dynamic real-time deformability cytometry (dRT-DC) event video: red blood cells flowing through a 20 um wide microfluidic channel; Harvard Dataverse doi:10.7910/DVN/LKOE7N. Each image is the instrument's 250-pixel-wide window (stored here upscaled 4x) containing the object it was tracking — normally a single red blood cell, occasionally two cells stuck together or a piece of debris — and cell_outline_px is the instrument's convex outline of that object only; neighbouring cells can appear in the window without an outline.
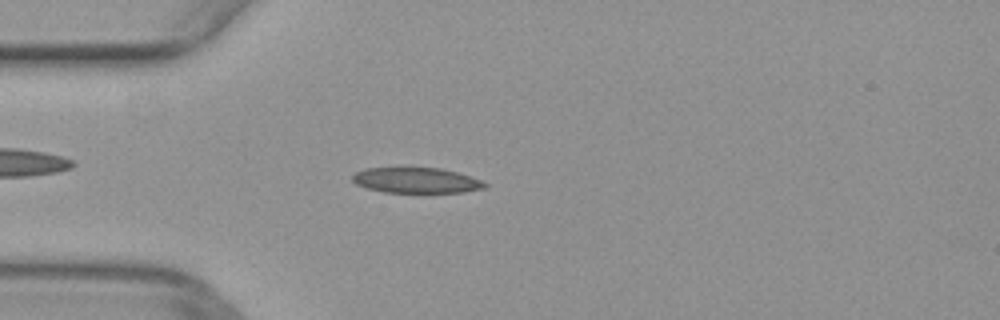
{"species": "common noctule bat (a hibernating species)", "species_latin": "Nyctalus noctula", "temperature_condition": "warm", "stored_images_in_passage": 46, "camera_frame_rate_fps": 3000, "um_per_image_px": 0.085, "animal": {"sex": "female", "body_mass_g": 29.2, "forearm_length_mm": 56.3}, "frame": {"image": 1, "passage_image": 13, "time_ms": 4.0, "image_size_px": [1000, 320], "cell_outline_px": [[488, 184], [484, 188], [464, 192], [384, 192], [368, 188], [356, 184], [352, 180], [352, 176], [356, 172], [364, 168], [440, 168], [456, 172], [480, 180]], "centroid_in_image_um": [35.36, 15.33], "position_along_channel_um": 49.6, "area_um2": 19.36}}
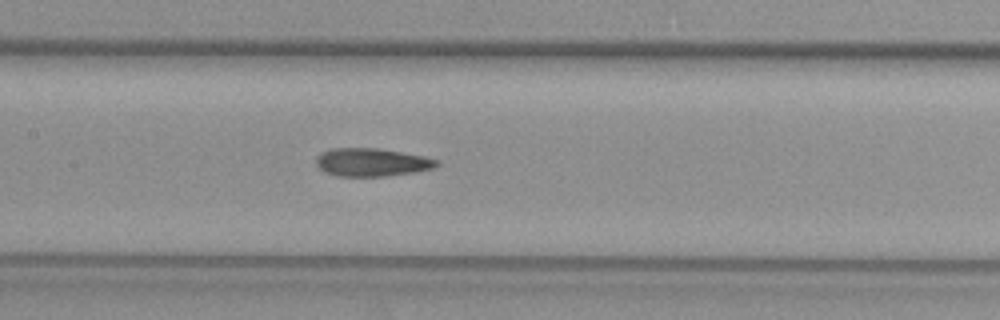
{"frame": {"image": 2, "passage_image": 23, "time_ms": 7.333, "image_size_px": [1000, 320], "cell_outline_px": [[440, 164], [432, 168], [416, 172], [384, 176], [336, 176], [324, 172], [316, 164], [316, 156], [320, 152], [332, 148], [380, 148], [424, 156], [440, 160]], "centroid_in_image_um": [31.59, 13.79], "position_along_channel_um": 175.8, "area_um2": 19.94}}
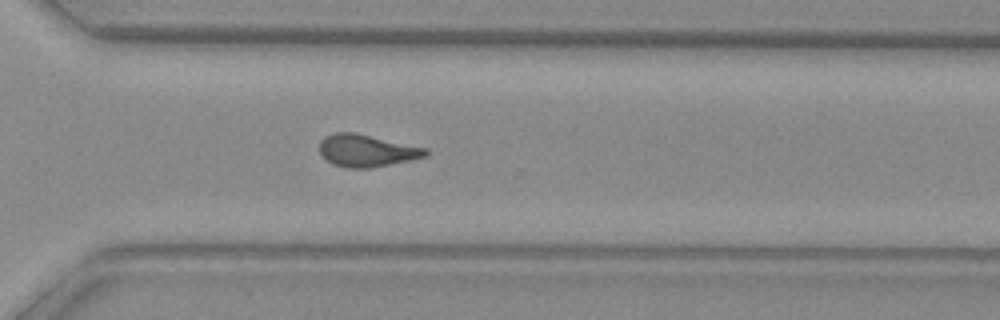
{"frame": {"image": 3, "passage_image": 35, "time_ms": 11.333, "image_size_px": [1000, 320], "cell_outline_px": [[428, 156], [412, 160], [372, 168], [348, 168], [332, 164], [320, 152], [320, 140], [324, 136], [336, 132], [356, 132], [428, 148]], "centroid_in_image_um": [31.2, 12.8], "position_along_channel_um": 339.4, "area_um2": 20.17}}